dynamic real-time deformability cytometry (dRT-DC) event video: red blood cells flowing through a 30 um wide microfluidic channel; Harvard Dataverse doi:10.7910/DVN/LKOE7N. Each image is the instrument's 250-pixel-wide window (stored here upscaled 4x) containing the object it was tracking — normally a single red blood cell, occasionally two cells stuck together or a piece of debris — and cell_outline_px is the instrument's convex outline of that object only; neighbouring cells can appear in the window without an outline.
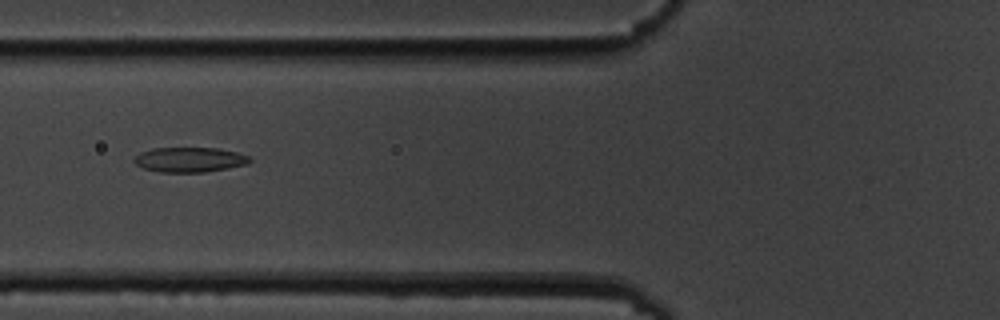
{"species": "common noctule bat (a hibernating species)", "species_latin": "Nyctalus noctula", "temperature_condition": "cold", "stored_images_in_passage": 16, "segment_of_instrument_passage": [1, 2], "camera_frame_rate_fps": 3000, "um_per_image_px": 0.085, "animal": {"sex": "male", "body_mass_g": 19.5, "forearm_length_mm": 54.6}, "frame": {"image": 1, "passage_image": 6, "time_ms": 7.0, "image_size_px": [1000, 320], "cell_outline_px": [[252, 160], [248, 164], [228, 168], [204, 172], [160, 172], [144, 168], [136, 164], [132, 160], [140, 152], [152, 148], [216, 148], [236, 152], [248, 156]], "centroid_in_image_um": [16.11, 13.57], "position_along_channel_um": 109.7, "area_um2": 16.7}}
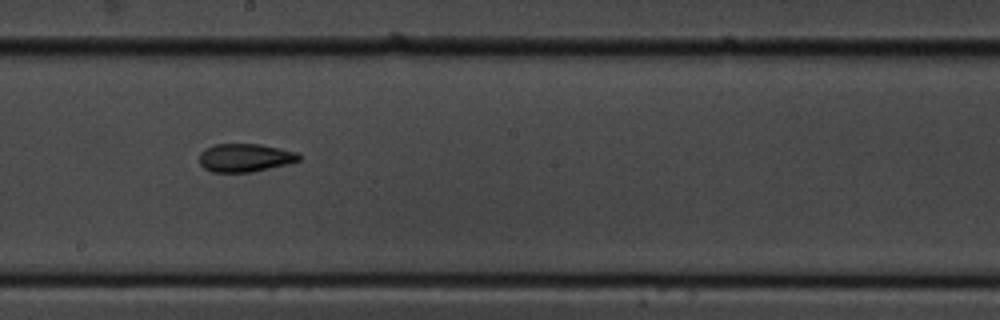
{"frame": {"image": 2, "passage_image": 9, "time_ms": 10.333, "image_size_px": [1000, 320], "cell_outline_px": [[300, 160], [252, 172], [212, 172], [204, 168], [200, 164], [200, 152], [204, 148], [212, 144], [260, 144], [280, 148], [296, 152], [300, 156]], "centroid_in_image_um": [20.77, 13.39], "position_along_channel_um": 227.4, "area_um2": 16.3}}
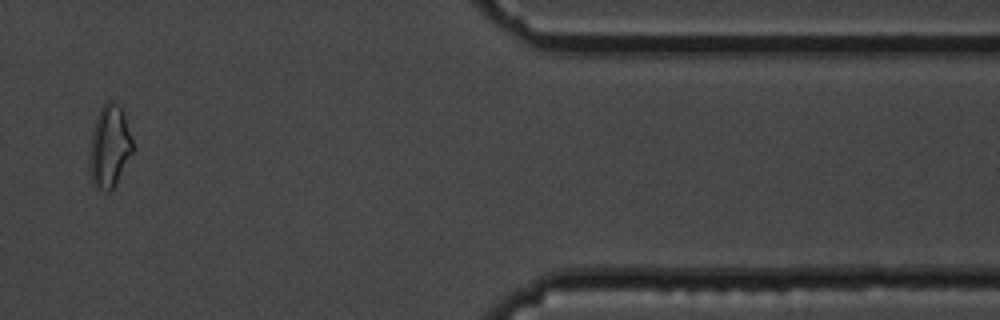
{"frame": {"image": 3, "passage_image": 14, "time_ms": 16.333, "image_size_px": [1000, 320], "cell_outline_px": [[132, 152], [116, 184], [108, 192], [104, 192], [96, 188], [92, 184], [88, 168], [88, 152], [92, 132], [100, 108], [108, 100], [112, 100], [124, 112], [132, 136]], "centroid_in_image_um": [9.27, 12.48], "position_along_channel_um": 402.1, "area_um2": 20.98}}